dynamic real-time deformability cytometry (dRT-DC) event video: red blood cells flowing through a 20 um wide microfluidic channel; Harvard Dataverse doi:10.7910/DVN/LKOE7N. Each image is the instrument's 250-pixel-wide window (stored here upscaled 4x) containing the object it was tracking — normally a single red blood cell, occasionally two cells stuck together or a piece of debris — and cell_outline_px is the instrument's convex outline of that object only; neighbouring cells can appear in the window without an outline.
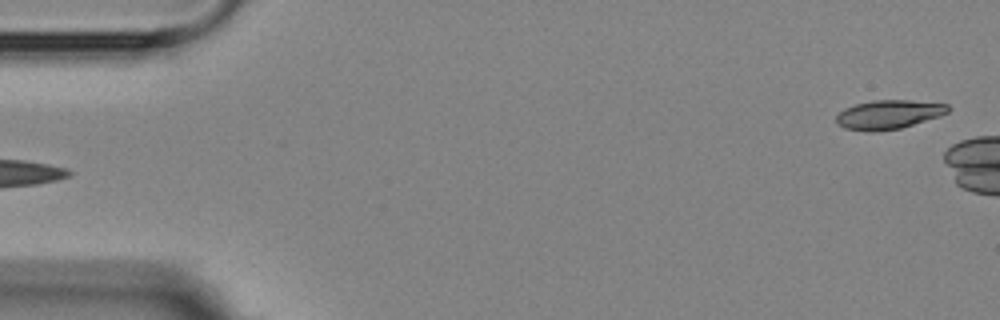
{"species": "Egyptian fruit bat (a non-hibernating species)", "species_latin": "Rousettus aegyptiacus", "temperature_condition": "room temperature", "stored_images_in_passage": 5, "segment_of_instrument_passage": [2, 2], "camera_frame_rate_fps": 3000, "um_per_image_px": 0.085, "animal": {"sex": "female"}, "frame": {"image": 1, "passage_image": 5, "time_ms": 5.667, "image_size_px": [1000, 320], "cell_outline_px": [[948, 112], [940, 116], [900, 128], [872, 132], [868, 132], [844, 128], [836, 124], [836, 116], [844, 108], [856, 104], [872, 100], [912, 100], [948, 104]], "centroid_in_image_um": [75.5, 9.73], "position_along_channel_um": 9.5, "area_um2": 18.9}}